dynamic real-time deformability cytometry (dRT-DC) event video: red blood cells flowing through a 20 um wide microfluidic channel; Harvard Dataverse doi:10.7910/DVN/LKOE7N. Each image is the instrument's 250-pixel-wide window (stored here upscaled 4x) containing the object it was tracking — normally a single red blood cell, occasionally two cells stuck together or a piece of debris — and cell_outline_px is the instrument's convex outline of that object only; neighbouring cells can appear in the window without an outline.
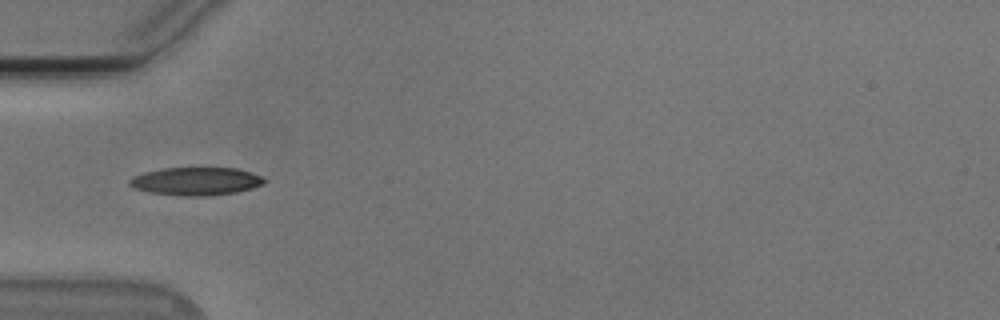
{"species": "Egyptian fruit bat (a non-hibernating species)", "species_latin": "Rousettus aegyptiacus", "temperature_condition": "cold", "stored_images_in_passage": 37, "camera_frame_rate_fps": 3000, "um_per_image_px": 0.085, "animal": {"sex": "male"}, "frame": {"image": 1, "passage_image": 1, "time_ms": 0.0, "image_size_px": [1000, 320], "cell_outline_px": [[268, 180], [264, 184], [252, 188], [236, 192], [208, 196], [180, 196], [148, 192], [136, 188], [128, 184], [128, 180], [132, 176], [144, 172], [164, 168], [236, 168], [260, 176]], "centroid_in_image_um": [16.64, 15.41], "position_along_channel_um": 68.4, "area_um2": 22.02}}
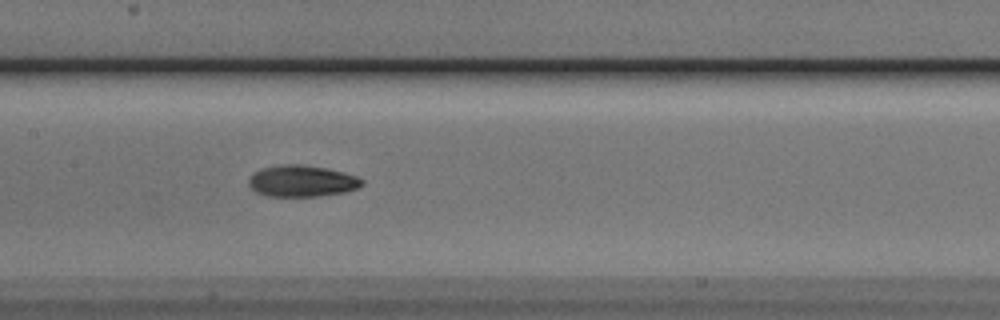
{"frame": {"image": 2, "passage_image": 10, "time_ms": 3.0, "image_size_px": [1000, 320], "cell_outline_px": [[364, 184], [356, 188], [344, 192], [320, 196], [268, 196], [256, 192], [248, 184], [248, 180], [256, 172], [264, 168], [280, 164], [300, 164], [324, 168], [344, 172], [356, 176], [364, 180]], "centroid_in_image_um": [25.68, 15.39], "position_along_channel_um": 181.7, "area_um2": 20.58}}
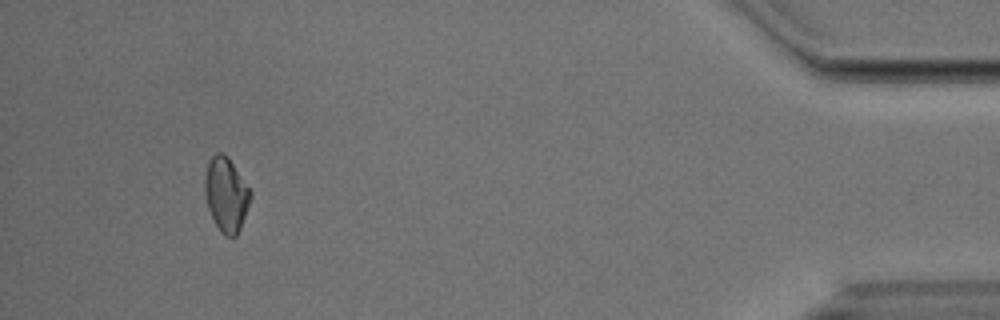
{"frame": {"image": 3, "passage_image": 34, "time_ms": 11.0, "image_size_px": [1000, 320], "cell_outline_px": [[252, 196], [240, 228], [236, 236], [224, 236], [220, 232], [208, 208], [204, 192], [204, 176], [208, 160], [216, 152], [220, 152], [228, 156], [252, 192]], "centroid_in_image_um": [19.21, 16.5], "position_along_channel_um": 416.0, "area_um2": 19.83}, "authors_computed_cell_mechanics": {"area_um2": 20.1144, "velocity_mm_per_s": 3.7783, "shape_relaxation_time_tau1_ms": 5.3521, "shape_relaxation_time_tau2_ms": 6.8126, "deformation_change_tau1": 0.1637, "deformation_change_tau2": 0.1135}}